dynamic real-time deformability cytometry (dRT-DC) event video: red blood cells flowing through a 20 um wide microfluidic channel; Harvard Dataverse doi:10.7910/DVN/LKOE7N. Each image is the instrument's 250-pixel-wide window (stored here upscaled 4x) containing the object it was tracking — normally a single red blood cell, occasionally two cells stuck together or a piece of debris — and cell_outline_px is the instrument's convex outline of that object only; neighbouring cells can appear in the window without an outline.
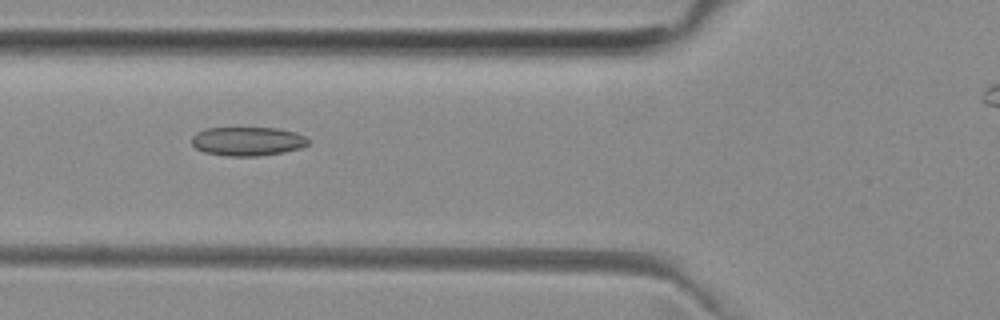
{"species": "common noctule bat (a hibernating species)", "species_latin": "Nyctalus noctula", "temperature_condition": "room temperature", "stored_images_in_passage": 32, "camera_frame_rate_fps": 3000, "um_per_image_px": 0.085, "animal": {"sex": "female", "body_mass_g": 29.2, "forearm_length_mm": 56.3}, "frame": {"image": 1, "passage_image": 10, "time_ms": 3.0, "image_size_px": [1000, 320], "cell_outline_px": [[308, 144], [300, 148], [284, 152], [256, 156], [228, 156], [204, 152], [196, 148], [192, 144], [192, 136], [196, 132], [204, 128], [280, 128], [296, 132], [304, 136], [308, 140]], "centroid_in_image_um": [21.03, 12.0], "position_along_channel_um": 104.8, "area_um2": 19.65}}
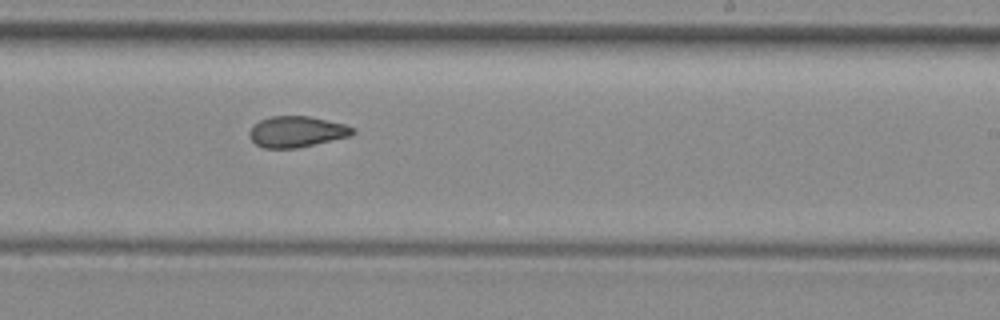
{"frame": {"image": 2, "passage_image": 22, "time_ms": 7.0, "image_size_px": [1000, 320], "cell_outline_px": [[356, 132], [352, 136], [296, 148], [264, 148], [256, 144], [248, 136], [248, 132], [260, 120], [272, 116], [308, 116], [344, 124], [352, 128]], "centroid_in_image_um": [25.22, 11.2], "position_along_channel_um": 263.8, "area_um2": 18.5}}
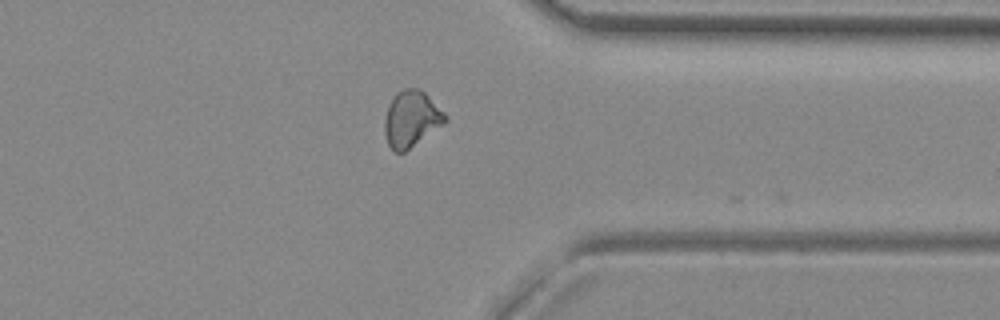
{"frame": {"image": 3, "passage_image": 31, "time_ms": 10.0, "image_size_px": [1000, 320], "cell_outline_px": [[448, 120], [444, 124], [404, 152], [396, 152], [388, 144], [384, 132], [384, 120], [388, 104], [396, 92], [404, 88], [420, 88], [448, 116]], "centroid_in_image_um": [34.96, 10.09], "position_along_channel_um": 376.4, "area_um2": 19.83}}